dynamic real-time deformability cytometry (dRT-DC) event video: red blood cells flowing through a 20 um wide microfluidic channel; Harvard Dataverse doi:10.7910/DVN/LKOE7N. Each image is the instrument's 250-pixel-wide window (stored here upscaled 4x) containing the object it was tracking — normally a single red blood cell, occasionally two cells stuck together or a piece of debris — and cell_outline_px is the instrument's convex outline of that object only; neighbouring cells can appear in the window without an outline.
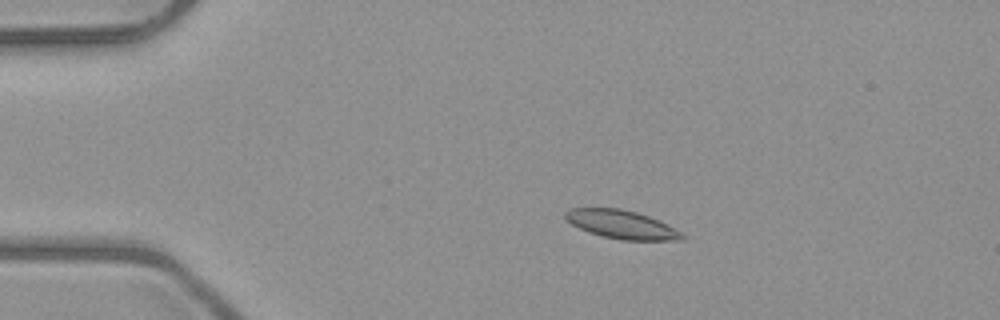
{"species": "common noctule bat (a hibernating species)", "species_latin": "Nyctalus noctula", "temperature_condition": "room temperature", "stored_images_in_passage": 5, "camera_frame_rate_fps": 3000, "um_per_image_px": 0.085, "animal": {"sex": "male", "body_mass_g": 23.1, "forearm_length_mm": 52.7}, "frame": {"image": 1, "passage_image": 2, "time_ms": 1.0, "image_size_px": [1000, 320], "cell_outline_px": [[688, 236], [684, 240], [620, 240], [588, 232], [572, 224], [564, 216], [564, 212], [568, 208], [620, 208], [636, 212], [660, 220], [668, 224]], "centroid_in_image_um": [52.88, 19.08], "position_along_channel_um": 32.1, "area_um2": 19.48}}
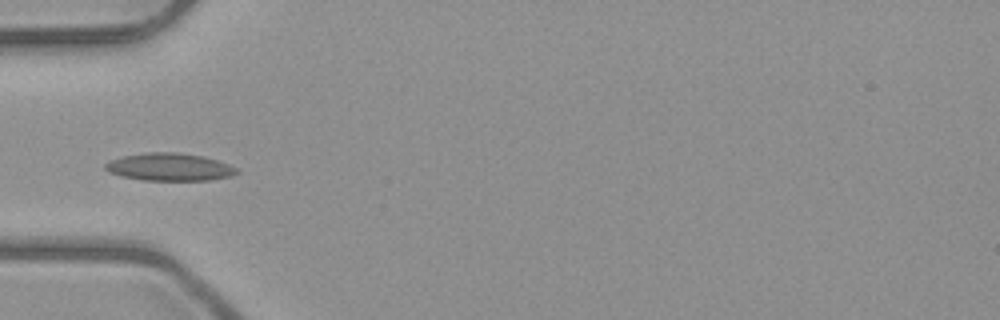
{"frame": {"image": 2, "passage_image": 4, "time_ms": 3.333, "image_size_px": [1000, 320], "cell_outline_px": [[240, 172], [232, 176], [208, 180], [144, 180], [120, 176], [108, 172], [104, 168], [104, 164], [112, 160], [124, 156], [148, 152], [176, 152], [204, 156], [228, 164], [236, 168]], "centroid_in_image_um": [14.41, 14.2], "position_along_channel_um": 70.6, "area_um2": 21.1}}
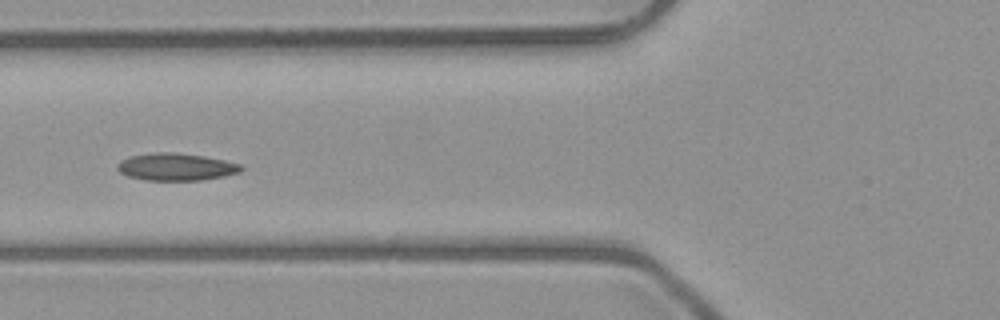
{"frame": {"image": 3, "passage_image": 5, "time_ms": 4.333, "image_size_px": [1000, 320], "cell_outline_px": [[244, 168], [240, 172], [224, 176], [200, 180], [144, 180], [128, 176], [120, 172], [116, 168], [116, 164], [120, 160], [132, 156], [156, 152], [172, 152], [204, 156], [224, 160], [240, 164]], "centroid_in_image_um": [14.95, 14.18], "position_along_channel_um": 110.9, "area_um2": 19.65}}